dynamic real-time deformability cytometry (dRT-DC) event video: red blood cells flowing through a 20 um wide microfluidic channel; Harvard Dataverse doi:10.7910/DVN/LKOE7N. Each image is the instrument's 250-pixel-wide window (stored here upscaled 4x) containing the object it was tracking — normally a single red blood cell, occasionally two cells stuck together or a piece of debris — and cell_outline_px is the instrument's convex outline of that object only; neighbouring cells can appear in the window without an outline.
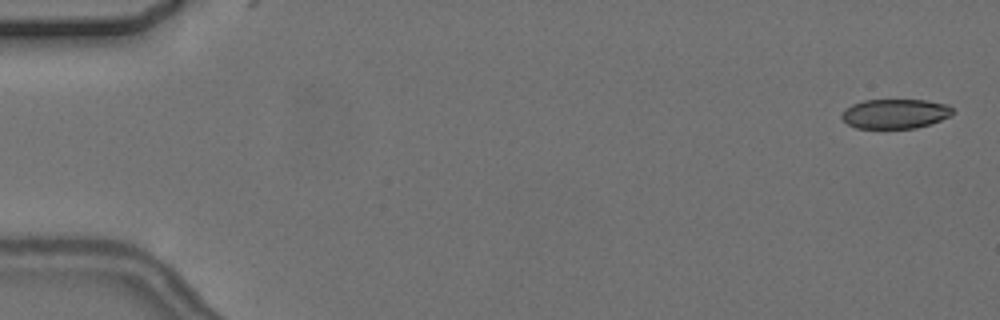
{"species": "common noctule bat (a hibernating species)", "species_latin": "Nyctalus noctula", "temperature_condition": "cold", "stored_images_in_passage": 4, "camera_frame_rate_fps": 3000, "um_per_image_px": 0.085, "animal": {"sex": "female", "body_mass_g": 24.6, "forearm_length_mm": 56.2}, "frame": {"image": 1, "passage_image": 1, "time_ms": 0.0, "image_size_px": [1000, 320], "cell_outline_px": [[952, 112], [948, 116], [940, 120], [916, 128], [856, 128], [848, 124], [840, 116], [844, 108], [852, 104], [864, 100], [924, 100], [948, 104], [952, 108]], "centroid_in_image_um": [76.04, 9.66], "position_along_channel_um": 9.0, "area_um2": 19.02}}
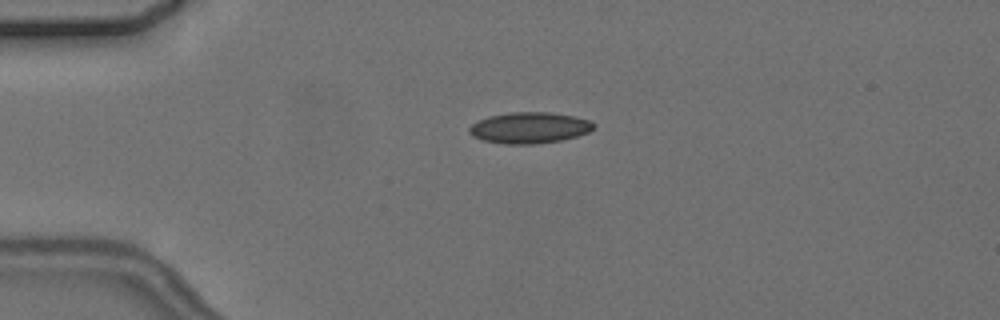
{"frame": {"image": 2, "passage_image": 3, "time_ms": 4.0, "image_size_px": [1000, 320], "cell_outline_px": [[596, 124], [588, 132], [576, 136], [560, 140], [536, 144], [504, 144], [484, 140], [472, 136], [468, 132], [468, 128], [472, 124], [488, 116], [512, 112], [548, 112], [576, 116], [588, 120]], "centroid_in_image_um": [44.99, 10.86], "position_along_channel_um": 40.0, "area_um2": 22.48}}